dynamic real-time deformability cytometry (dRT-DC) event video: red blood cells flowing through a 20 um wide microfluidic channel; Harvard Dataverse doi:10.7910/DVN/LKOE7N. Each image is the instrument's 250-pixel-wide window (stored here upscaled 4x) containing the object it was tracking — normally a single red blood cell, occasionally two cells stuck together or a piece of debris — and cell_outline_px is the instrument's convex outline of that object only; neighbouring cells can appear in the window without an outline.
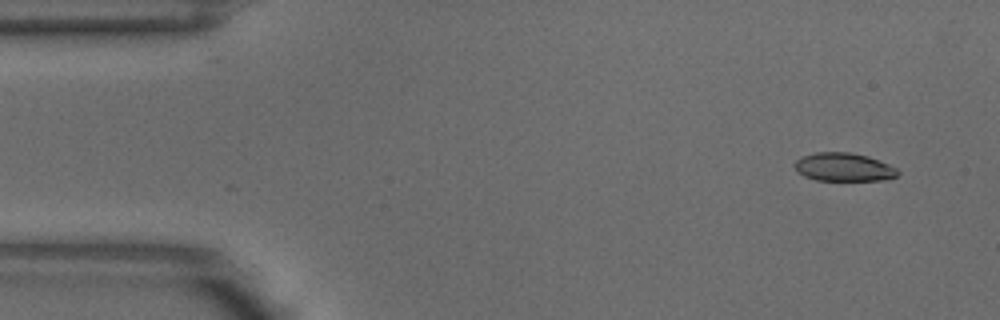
{"species": "common noctule bat (a hibernating species)", "species_latin": "Nyctalus noctula", "temperature_condition": "warm", "stored_images_in_passage": 5, "camera_frame_rate_fps": 3000, "um_per_image_px": 0.085, "animal": {"sex": "male", "body_mass_g": 18.8}, "frame": {"image": 1, "passage_image": 1, "time_ms": 0.0, "image_size_px": [1000, 320], "cell_outline_px": [[900, 172], [896, 176], [884, 180], [816, 180], [804, 176], [796, 168], [796, 160], [804, 156], [816, 152], [848, 152], [868, 156], [888, 164], [896, 168]], "centroid_in_image_um": [71.75, 14.2], "position_along_channel_um": 13.3, "area_um2": 16.76}}